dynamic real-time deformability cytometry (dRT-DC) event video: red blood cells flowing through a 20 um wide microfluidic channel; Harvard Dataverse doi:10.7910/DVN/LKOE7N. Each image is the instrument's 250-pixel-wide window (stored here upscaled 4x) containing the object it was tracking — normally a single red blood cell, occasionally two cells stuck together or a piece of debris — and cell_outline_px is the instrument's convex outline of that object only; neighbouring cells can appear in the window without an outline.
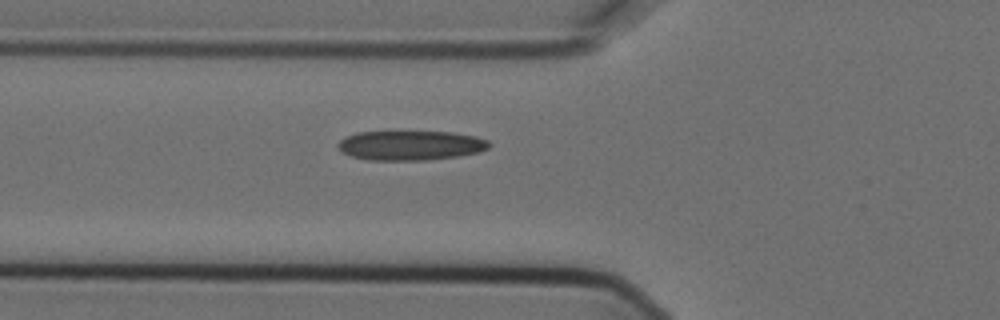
{"species": "Egyptian fruit bat (a non-hibernating species)", "species_latin": "Rousettus aegyptiacus", "temperature_condition": "cold", "stored_images_in_passage": 5, "camera_frame_rate_fps": 3000, "um_per_image_px": 0.085, "animal": {"sex": "female"}, "frame": {"image": 1, "passage_image": 5, "time_ms": 1.333, "image_size_px": [1000, 320], "cell_outline_px": [[492, 144], [488, 148], [480, 152], [456, 156], [424, 160], [368, 160], [352, 156], [344, 152], [336, 144], [344, 136], [356, 132], [452, 132], [476, 136], [488, 140]], "centroid_in_image_um": [34.91, 12.35], "position_along_channel_um": 90.9, "area_um2": 26.01}}